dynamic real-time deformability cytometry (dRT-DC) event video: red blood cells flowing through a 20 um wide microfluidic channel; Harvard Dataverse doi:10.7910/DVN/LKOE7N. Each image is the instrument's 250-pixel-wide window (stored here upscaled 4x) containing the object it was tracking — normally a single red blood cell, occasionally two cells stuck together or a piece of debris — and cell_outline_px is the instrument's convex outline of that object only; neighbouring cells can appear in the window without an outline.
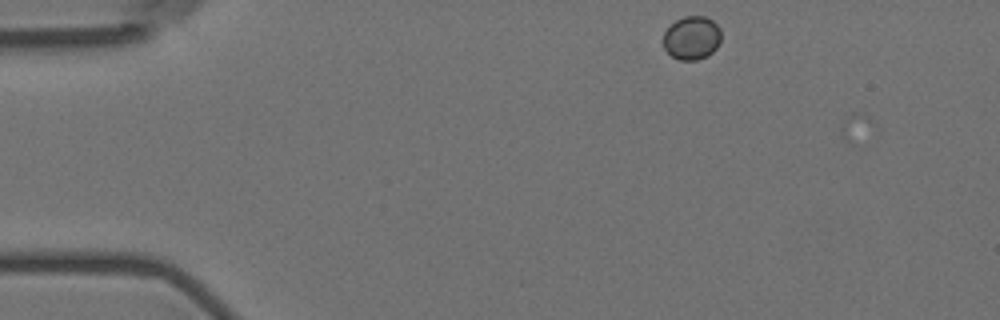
{"species": "Egyptian fruit bat (a non-hibernating species)", "species_latin": "Rousettus aegyptiacus", "temperature_condition": "room temperature", "stored_images_in_passage": 2, "camera_frame_rate_fps": 3000, "um_per_image_px": 0.085, "animal": {"sex": "female"}, "frame": {"image": 1, "passage_image": 1, "time_ms": 0.0, "image_size_px": [1000, 320], "cell_outline_px": [[720, 44], [708, 56], [696, 60], [680, 60], [672, 56], [664, 48], [664, 32], [676, 20], [684, 16], [704, 16], [712, 20], [720, 28]], "centroid_in_image_um": [58.82, 3.22], "position_along_channel_um": 26.2, "area_um2": 14.62}}